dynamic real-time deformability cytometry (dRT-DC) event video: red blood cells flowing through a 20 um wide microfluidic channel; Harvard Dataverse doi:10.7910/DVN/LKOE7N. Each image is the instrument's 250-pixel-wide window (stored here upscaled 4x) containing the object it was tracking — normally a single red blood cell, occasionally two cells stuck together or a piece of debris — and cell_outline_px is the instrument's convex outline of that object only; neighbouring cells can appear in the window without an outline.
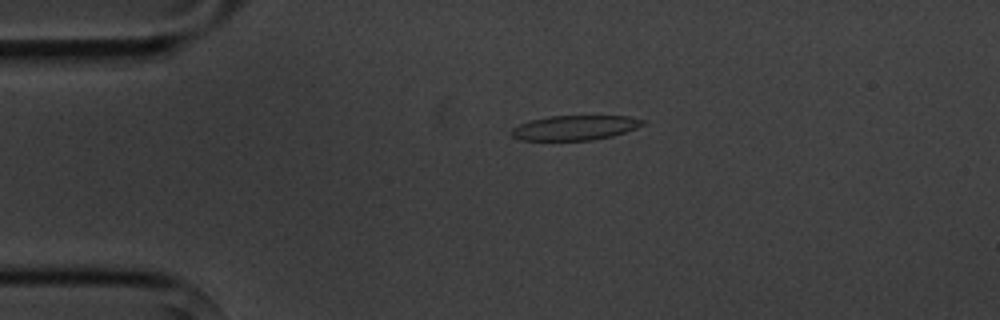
{"species": "common noctule bat (a hibernating species)", "species_latin": "Nyctalus noctula", "temperature_condition": "cold", "stored_images_in_passage": 4, "camera_frame_rate_fps": 3000, "um_per_image_px": 0.085, "animal": {"sex": "male", "body_mass_g": 20.1, "forearm_length_mm": 53.5}, "frame": {"image": 1, "passage_image": 3, "time_ms": 2.333, "image_size_px": [1000, 320], "cell_outline_px": [[648, 120], [644, 124], [636, 128], [612, 136], [592, 140], [520, 140], [512, 136], [508, 132], [512, 128], [520, 124], [532, 120], [548, 116], [628, 116]], "centroid_in_image_um": [48.87, 10.85], "position_along_channel_um": 36.1, "area_um2": 18.96}}